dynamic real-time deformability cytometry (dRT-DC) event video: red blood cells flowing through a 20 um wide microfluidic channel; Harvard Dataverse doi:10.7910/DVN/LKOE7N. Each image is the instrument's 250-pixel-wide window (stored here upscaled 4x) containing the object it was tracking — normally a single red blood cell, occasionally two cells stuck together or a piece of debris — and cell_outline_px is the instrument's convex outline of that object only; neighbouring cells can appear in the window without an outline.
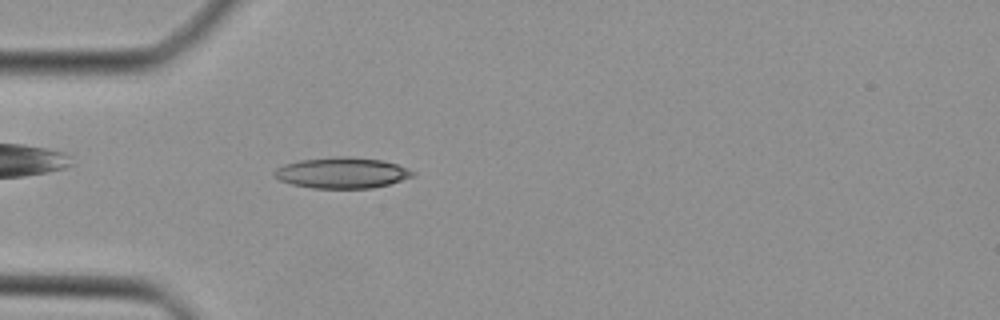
{"species": "Egyptian fruit bat (a non-hibernating species)", "species_latin": "Rousettus aegyptiacus", "temperature_condition": "cold", "stored_images_in_passage": 34, "camera_frame_rate_fps": 3000, "um_per_image_px": 0.085, "animal": {"sex": "female"}, "frame": {"image": 1, "passage_image": 2, "time_ms": 0.333, "image_size_px": [1000, 320], "cell_outline_px": [[416, 172], [412, 176], [388, 184], [372, 188], [312, 188], [292, 184], [280, 180], [272, 172], [276, 168], [284, 164], [300, 160], [336, 156], [348, 156], [380, 160], [396, 164], [408, 168]], "centroid_in_image_um": [29.05, 14.68], "position_along_channel_um": 56.0, "area_um2": 24.74}}
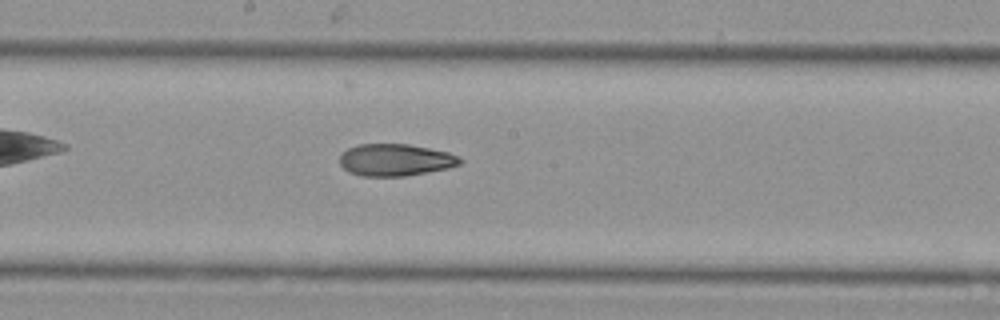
{"frame": {"image": 2, "passage_image": 13, "time_ms": 4.0, "image_size_px": [1000, 320], "cell_outline_px": [[464, 160], [460, 164], [448, 168], [404, 176], [360, 176], [348, 172], [340, 164], [340, 156], [348, 148], [360, 144], [408, 144], [448, 152], [460, 156]], "centroid_in_image_um": [33.62, 13.59], "position_along_channel_um": 214.6, "area_um2": 22.43}}
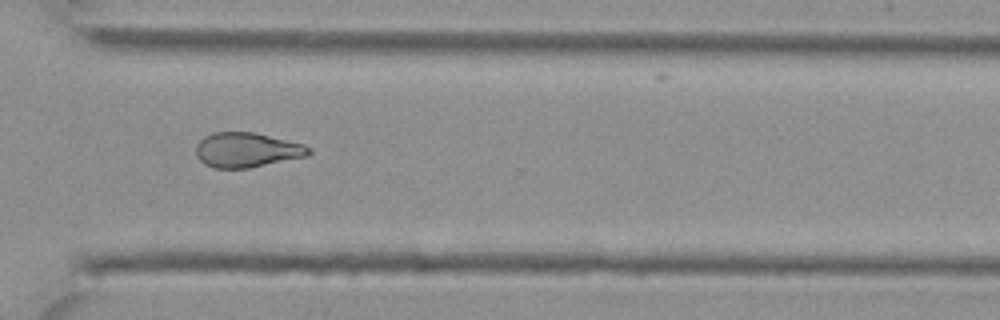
{"frame": {"image": 3, "passage_image": 22, "time_ms": 7.0, "image_size_px": [1000, 320], "cell_outline_px": [[312, 152], [308, 156], [248, 168], [212, 168], [204, 164], [196, 156], [196, 144], [204, 136], [212, 132], [256, 132], [304, 144], [312, 148]], "centroid_in_image_um": [20.99, 12.74], "position_along_channel_um": 349.6, "area_um2": 23.12}}